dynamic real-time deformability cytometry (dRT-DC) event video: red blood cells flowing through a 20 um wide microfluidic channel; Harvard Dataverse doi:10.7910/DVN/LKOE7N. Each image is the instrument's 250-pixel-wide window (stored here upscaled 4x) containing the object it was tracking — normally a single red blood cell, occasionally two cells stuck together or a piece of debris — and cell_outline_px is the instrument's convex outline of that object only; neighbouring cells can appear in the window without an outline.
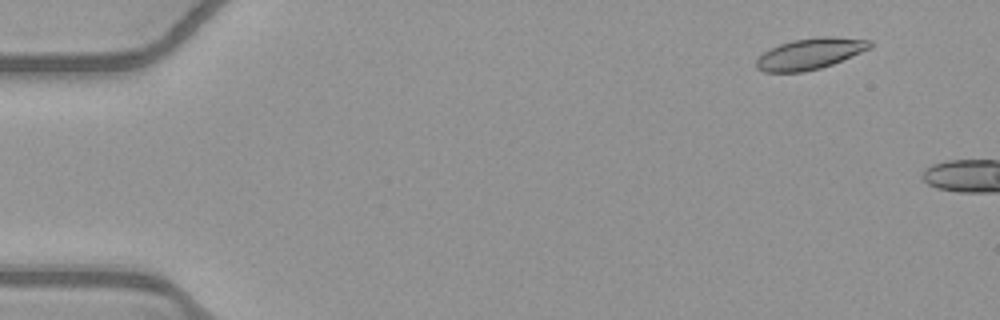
{"species": "common noctule bat (a hibernating species)", "species_latin": "Nyctalus noctula", "temperature_condition": "warm", "stored_images_in_passage": 8, "camera_frame_rate_fps": 3000, "um_per_image_px": 0.085, "animal": {"sex": "female", "body_mass_g": 21.9}, "frame": {"image": 1, "passage_image": 5, "time_ms": 1.333, "image_size_px": [1000, 320], "cell_outline_px": [[872, 48], [832, 64], [820, 68], [804, 72], [764, 72], [756, 68], [756, 60], [764, 52], [780, 44], [792, 40], [824, 36], [832, 36], [872, 40]], "centroid_in_image_um": [68.88, 4.56], "position_along_channel_um": 16.1, "area_um2": 20.58}}